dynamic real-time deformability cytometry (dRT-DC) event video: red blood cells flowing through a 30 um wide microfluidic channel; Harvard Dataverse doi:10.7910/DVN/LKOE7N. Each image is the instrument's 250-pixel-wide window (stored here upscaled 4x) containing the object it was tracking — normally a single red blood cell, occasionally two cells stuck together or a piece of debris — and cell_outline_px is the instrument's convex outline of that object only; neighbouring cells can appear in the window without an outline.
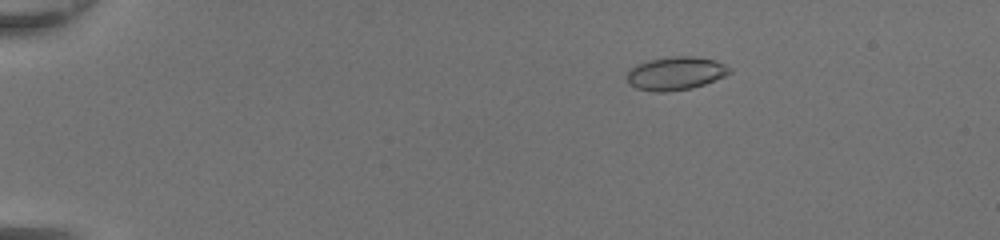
{"species": "common noctule bat (a hibernating species)", "species_latin": "Nyctalus noctula", "temperature_condition": "room temperature", "stored_images_in_passage": 46, "camera_frame_rate_fps": 3000, "um_per_image_px": 0.085, "animal": {"sex": "female", "body_mass_g": 20.0, "forearm_length_mm": 54.0}, "frame": {"image": 1, "passage_image": 6, "time_ms": 1.667, "image_size_px": [1000, 240], "cell_outline_px": [[732, 72], [724, 76], [704, 84], [692, 88], [664, 92], [656, 92], [636, 88], [628, 84], [628, 72], [636, 64], [648, 60], [672, 56], [692, 56], [716, 60], [732, 68]], "centroid_in_image_um": [57.44, 6.23], "position_along_channel_um": 27.6, "area_um2": 19.88}}
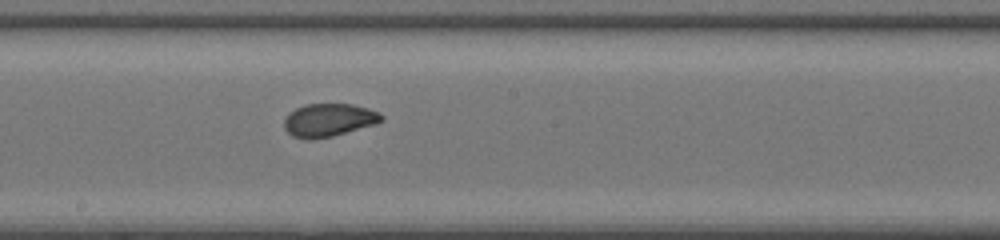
{"frame": {"image": 2, "passage_image": 26, "time_ms": 8.333, "image_size_px": [1000, 240], "cell_outline_px": [[384, 120], [376, 124], [332, 136], [312, 140], [308, 140], [292, 136], [284, 128], [284, 120], [288, 112], [304, 104], [352, 104], [368, 108], [380, 112], [384, 116]], "centroid_in_image_um": [27.95, 10.2], "position_along_channel_um": 220.3, "area_um2": 18.96}}
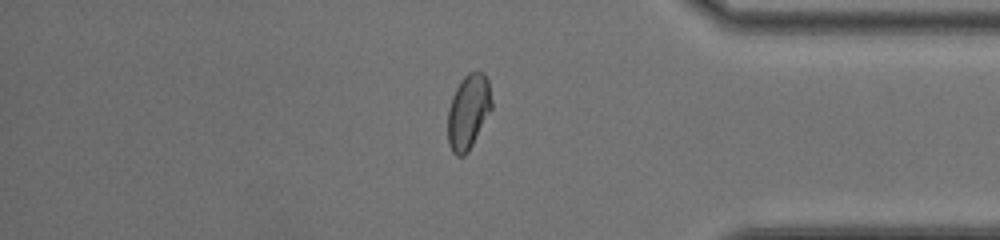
{"frame": {"image": 3, "passage_image": 39, "time_ms": 12.667, "image_size_px": [1000, 240], "cell_outline_px": [[492, 108], [468, 152], [464, 156], [456, 156], [452, 152], [448, 144], [448, 108], [452, 96], [460, 80], [468, 72], [484, 72], [488, 80], [492, 100]], "centroid_in_image_um": [39.8, 9.49], "position_along_channel_um": 395.4, "area_um2": 19.19}, "authors_computed_cell_mechanics": {"area_um2": 19.1896, "velocity_mm_per_s": 4.4099, "shape_relaxation_time_tau1_ms": 4.5768, "shape_relaxation_time_tau2_ms": 0.8125, "deformation_change_tau1": 0.1507, "deformation_change_tau2": 0.0423}}